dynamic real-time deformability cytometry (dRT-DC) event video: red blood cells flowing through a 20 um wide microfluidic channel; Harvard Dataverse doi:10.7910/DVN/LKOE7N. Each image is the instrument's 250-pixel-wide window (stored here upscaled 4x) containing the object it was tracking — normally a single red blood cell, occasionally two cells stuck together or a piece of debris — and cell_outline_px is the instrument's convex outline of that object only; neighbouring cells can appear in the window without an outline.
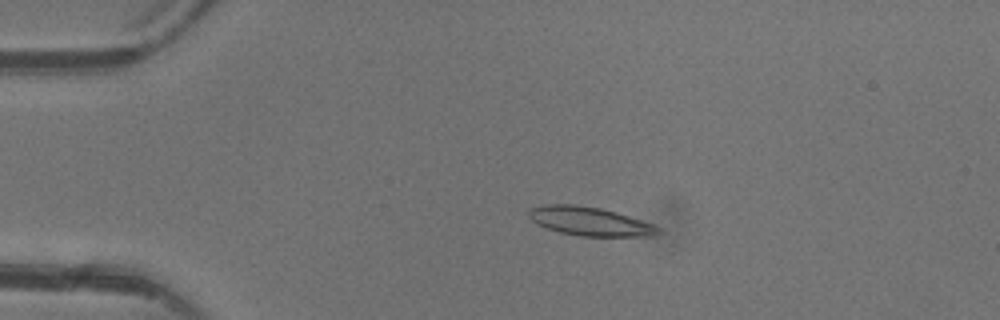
{"species": "common noctule bat (a hibernating species)", "species_latin": "Nyctalus noctula", "temperature_condition": "warm", "stored_images_in_passage": 4, "camera_frame_rate_fps": 3000, "um_per_image_px": 0.085, "animal": {"sex": "female"}, "frame": {"image": 1, "passage_image": 3, "time_ms": 2.0, "image_size_px": [1000, 320], "cell_outline_px": [[660, 232], [652, 236], [580, 236], [560, 232], [536, 224], [528, 216], [528, 212], [532, 208], [544, 204], [572, 204], [600, 208], [616, 212], [652, 224], [660, 228]], "centroid_in_image_um": [50.11, 18.81], "position_along_channel_um": 34.9, "area_um2": 21.44}}